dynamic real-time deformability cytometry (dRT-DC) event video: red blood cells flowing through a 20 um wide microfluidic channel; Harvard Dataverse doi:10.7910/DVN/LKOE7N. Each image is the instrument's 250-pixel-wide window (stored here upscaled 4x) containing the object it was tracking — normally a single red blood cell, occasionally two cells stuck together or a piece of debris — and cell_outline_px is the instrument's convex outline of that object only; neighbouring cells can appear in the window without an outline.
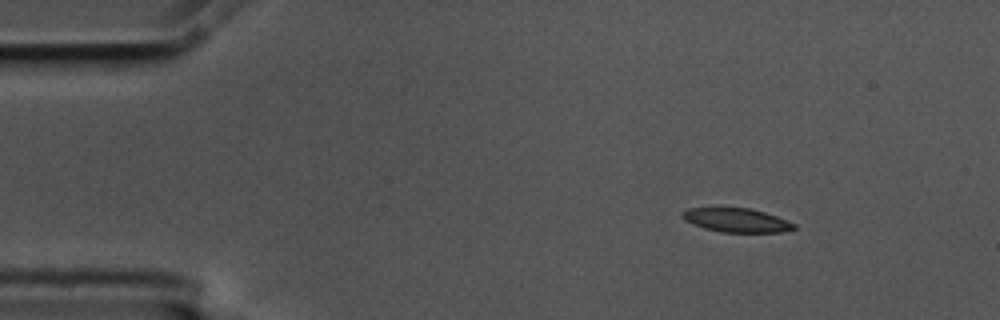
{"species": "common noctule bat (a hibernating species)", "species_latin": "Nyctalus noctula", "temperature_condition": "cold", "stored_images_in_passage": 8, "camera_frame_rate_fps": 3000, "um_per_image_px": 0.085, "animal": {"sex": "male", "body_mass_g": 17.5, "forearm_length_mm": 52.3}, "frame": {"image": 1, "passage_image": 1, "time_ms": 0.0, "image_size_px": [1000, 320], "cell_outline_px": [[796, 228], [780, 232], [720, 232], [704, 228], [692, 224], [684, 220], [680, 216], [680, 212], [688, 208], [748, 208], [764, 212], [776, 216], [796, 224]], "centroid_in_image_um": [62.55, 18.72], "position_along_channel_um": 22.5, "area_um2": 15.55}}
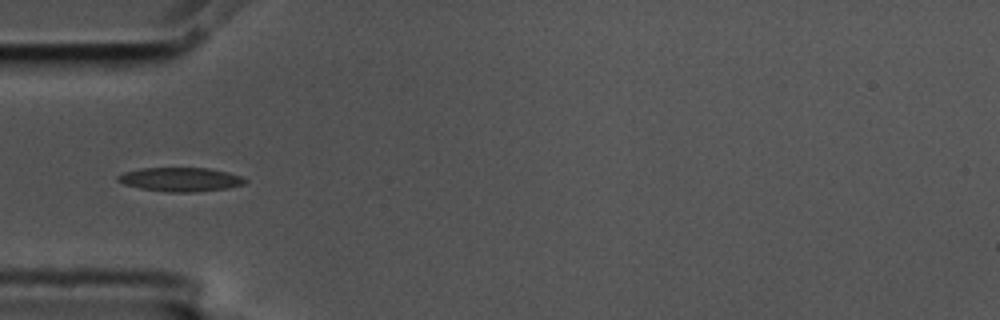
{"frame": {"image": 2, "passage_image": 4, "time_ms": 1.0, "image_size_px": [1000, 320], "cell_outline_px": [[248, 180], [244, 184], [228, 188], [192, 192], [168, 192], [140, 188], [124, 184], [116, 180], [116, 176], [124, 172], [140, 168], [208, 168], [228, 172], [240, 176]], "centroid_in_image_um": [15.32, 15.25], "position_along_channel_um": 69.7, "area_um2": 17.74}}
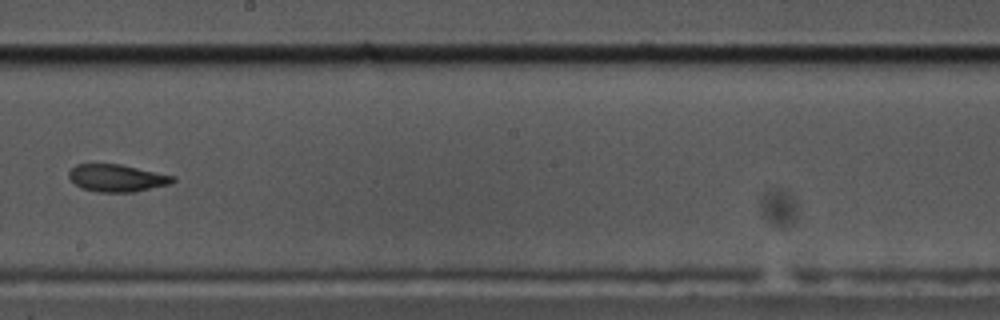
{"frame": {"image": 3, "passage_image": 8, "time_ms": 2.333, "image_size_px": [1000, 320], "cell_outline_px": [[176, 180], [172, 184], [136, 192], [96, 192], [80, 188], [68, 176], [68, 172], [76, 164], [120, 164], [176, 176]], "centroid_in_image_um": [9.98, 15.14], "position_along_channel_um": 238.2, "area_um2": 16.76}}